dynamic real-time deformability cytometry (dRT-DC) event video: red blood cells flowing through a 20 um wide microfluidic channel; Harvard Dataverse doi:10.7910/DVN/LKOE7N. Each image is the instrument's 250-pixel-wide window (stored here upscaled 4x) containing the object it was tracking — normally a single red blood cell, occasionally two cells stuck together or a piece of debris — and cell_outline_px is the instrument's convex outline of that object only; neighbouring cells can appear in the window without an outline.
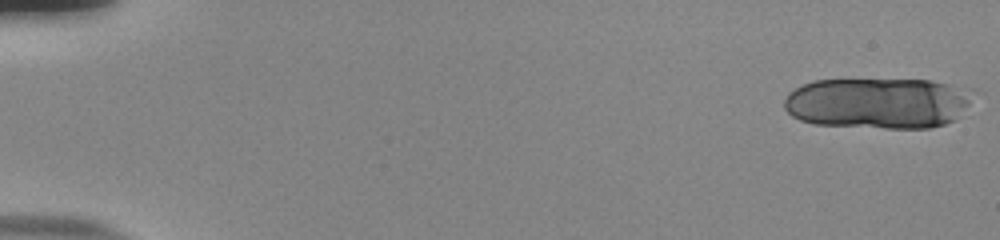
{"species": "human", "species_latin": "Homo sapiens", "temperature_condition": "room temperature", "stored_images_in_passage": 21, "camera_frame_rate_fps": 3000, "um_per_image_px": 0.085, "donor": {"sex": "male"}, "frame": {"image": 1, "passage_image": 1, "time_ms": 0.0, "image_size_px": [1000, 240], "cell_outline_px": [[968, 104], [952, 120], [944, 124], [928, 128], [884, 128], [816, 124], [800, 120], [792, 116], [784, 108], [784, 100], [788, 92], [812, 80], [928, 80], [948, 84], [968, 100]], "centroid_in_image_um": [74.42, 8.78], "position_along_channel_um": 10.6, "area_um2": 54.68}}
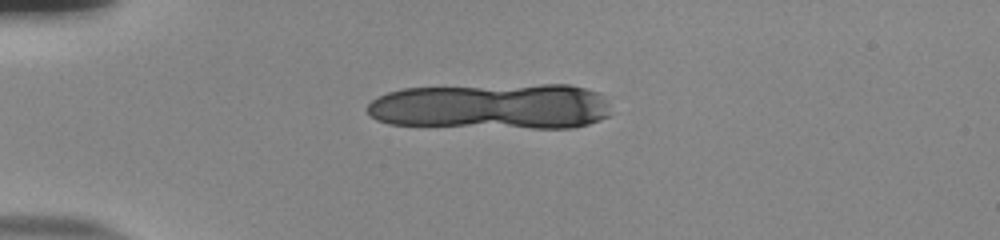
{"frame": {"image": 2, "passage_image": 14, "time_ms": 4.333, "image_size_px": [1000, 240], "cell_outline_px": [[608, 116], [600, 120], [588, 124], [572, 128], [532, 128], [388, 124], [376, 120], [368, 112], [368, 104], [372, 100], [388, 92], [404, 88], [540, 84], [568, 84], [584, 88], [596, 92], [608, 104]], "centroid_in_image_um": [41.79, 9.04], "position_along_channel_um": 43.2, "area_um2": 65.14}}